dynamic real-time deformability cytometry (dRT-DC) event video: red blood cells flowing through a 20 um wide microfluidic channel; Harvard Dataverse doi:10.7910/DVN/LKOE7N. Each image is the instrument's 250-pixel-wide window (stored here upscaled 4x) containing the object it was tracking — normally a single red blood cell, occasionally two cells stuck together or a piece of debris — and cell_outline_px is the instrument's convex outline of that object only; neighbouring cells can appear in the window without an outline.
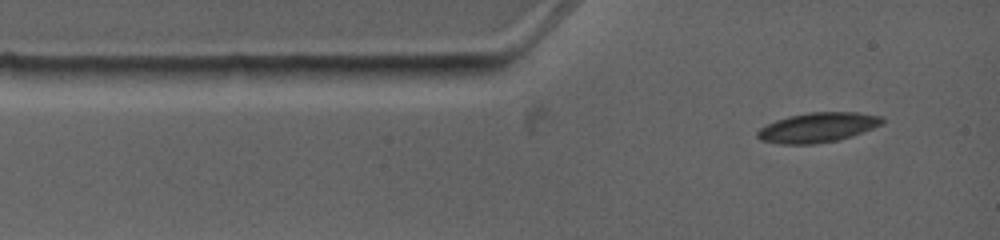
{"species": "common noctule bat (a hibernating species)", "species_latin": "Nyctalus noctula", "temperature_condition": "warm", "stored_images_in_passage": 3, "camera_frame_rate_fps": 4500, "um_per_image_px": 0.085, "animal": {"sex": "female", "body_mass_g": 19.0, "forearm_length_mm": 53.3}, "frame": {"image": 1, "passage_image": 1, "time_ms": 0.0, "image_size_px": [1000, 240], "cell_outline_px": [[884, 124], [852, 136], [836, 140], [816, 144], [780, 144], [760, 140], [756, 136], [756, 132], [760, 128], [776, 120], [788, 116], [808, 112], [856, 112], [884, 116]], "centroid_in_image_um": [69.52, 10.83], "position_along_channel_um": 15.5, "area_um2": 21.79}}
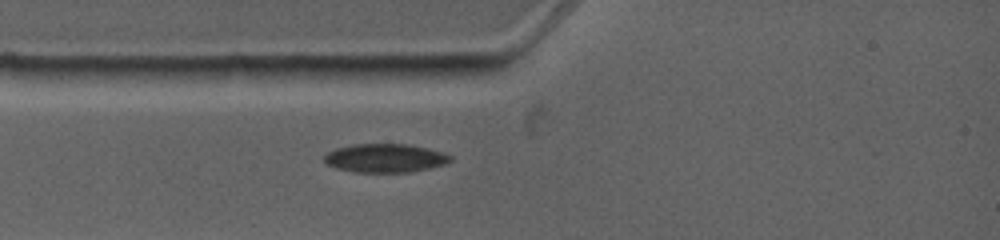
{"frame": {"image": 2, "passage_image": 3, "time_ms": 1.556, "image_size_px": [1000, 240], "cell_outline_px": [[452, 160], [444, 164], [428, 168], [408, 172], [352, 172], [336, 168], [324, 164], [324, 156], [328, 152], [336, 148], [352, 144], [408, 144], [428, 148], [444, 152], [452, 156]], "centroid_in_image_um": [32.71, 13.43], "position_along_channel_um": 52.3, "area_um2": 21.15}}